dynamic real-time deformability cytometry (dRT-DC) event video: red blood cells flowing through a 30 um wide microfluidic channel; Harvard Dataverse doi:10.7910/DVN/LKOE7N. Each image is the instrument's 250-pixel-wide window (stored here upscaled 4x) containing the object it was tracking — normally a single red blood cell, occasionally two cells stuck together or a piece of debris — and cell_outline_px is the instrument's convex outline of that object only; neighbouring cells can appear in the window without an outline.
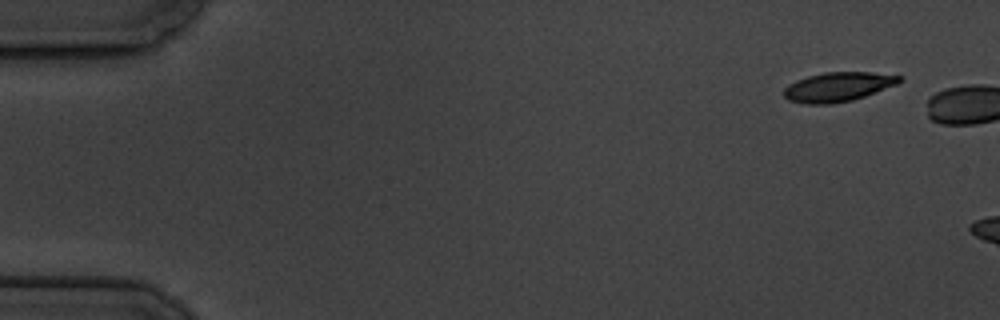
{"species": "common noctule bat (a hibernating species)", "species_latin": "Nyctalus noctula", "temperature_condition": "cold", "stored_images_in_passage": 2, "camera_frame_rate_fps": 3000, "um_per_image_px": 0.085, "animal": {"sex": "male", "body_mass_g": 19.5, "forearm_length_mm": 54.6}, "frame": {"image": 1, "passage_image": 1, "time_ms": 0.0, "image_size_px": [1000, 320], "cell_outline_px": [[904, 80], [900, 84], [852, 100], [832, 104], [804, 104], [788, 100], [784, 96], [784, 88], [788, 84], [796, 80], [808, 76], [824, 72], [872, 72], [904, 76]], "centroid_in_image_um": [71.27, 7.38], "position_along_channel_um": 13.7, "area_um2": 20.06}}